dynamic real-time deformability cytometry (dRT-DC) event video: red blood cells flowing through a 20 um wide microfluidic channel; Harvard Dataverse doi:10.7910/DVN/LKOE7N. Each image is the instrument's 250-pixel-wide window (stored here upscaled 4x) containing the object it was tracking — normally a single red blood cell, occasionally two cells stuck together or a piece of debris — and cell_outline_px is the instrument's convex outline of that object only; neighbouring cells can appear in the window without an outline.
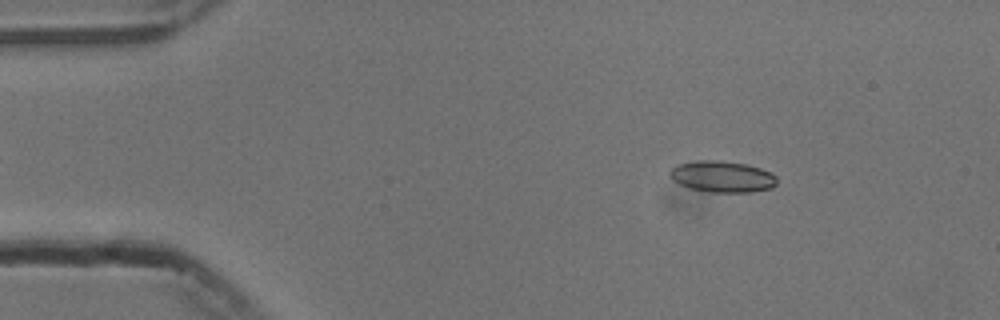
{"species": "common noctule bat (a hibernating species)", "species_latin": "Nyctalus noctula", "temperature_condition": "cold", "stored_images_in_passage": 53, "camera_frame_rate_fps": 3000, "um_per_image_px": 0.085, "animal": {"sex": "male", "body_mass_g": 13.3}, "frame": {"image": 1, "passage_image": 7, "time_ms": 2.0, "image_size_px": [1000, 320], "cell_outline_px": [[776, 184], [772, 188], [752, 192], [712, 192], [688, 188], [672, 180], [668, 176], [668, 172], [676, 164], [696, 160], [720, 160], [744, 164], [760, 168], [776, 176]], "centroid_in_image_um": [61.34, 15.01], "position_along_channel_um": 23.7, "area_um2": 19.65}}
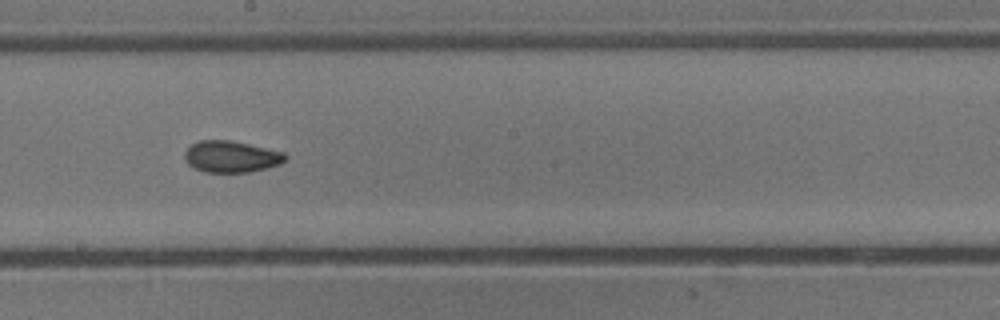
{"frame": {"image": 2, "passage_image": 29, "time_ms": 9.333, "image_size_px": [1000, 320], "cell_outline_px": [[288, 156], [280, 164], [268, 168], [252, 172], [204, 172], [188, 164], [184, 160], [184, 152], [192, 144], [200, 140], [228, 140], [248, 144], [284, 152]], "centroid_in_image_um": [19.65, 13.32], "position_along_channel_um": 228.5, "area_um2": 18.5}}
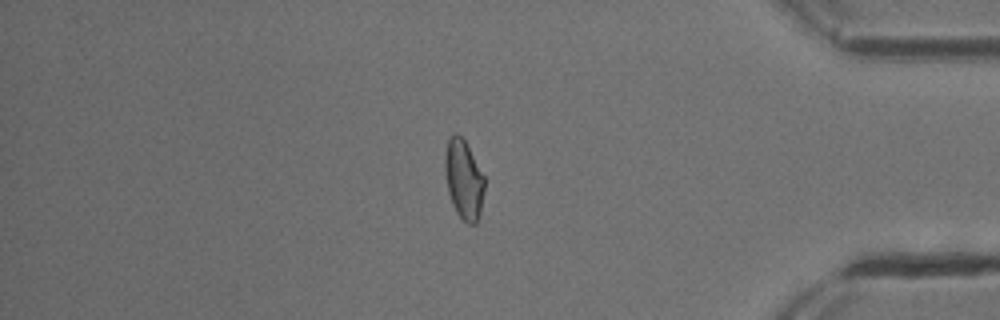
{"frame": {"image": 3, "passage_image": 45, "time_ms": 14.667, "image_size_px": [1000, 320], "cell_outline_px": [[484, 188], [480, 212], [476, 224], [468, 224], [456, 212], [452, 204], [448, 192], [444, 168], [444, 152], [448, 140], [452, 132], [456, 132], [464, 140], [484, 176]], "centroid_in_image_um": [39.39, 15.24], "position_along_channel_um": 395.8, "area_um2": 18.21}, "authors_computed_cell_mechanics": {"area_um2": 18.4382, "velocity_mm_per_s": 3.7692, "shape_relaxation_time_tau1_ms": null, "shape_relaxation_time_tau2_ms": 2.1856, "deformation_change_tau1": null, "deformation_change_tau2": 0.0732}}